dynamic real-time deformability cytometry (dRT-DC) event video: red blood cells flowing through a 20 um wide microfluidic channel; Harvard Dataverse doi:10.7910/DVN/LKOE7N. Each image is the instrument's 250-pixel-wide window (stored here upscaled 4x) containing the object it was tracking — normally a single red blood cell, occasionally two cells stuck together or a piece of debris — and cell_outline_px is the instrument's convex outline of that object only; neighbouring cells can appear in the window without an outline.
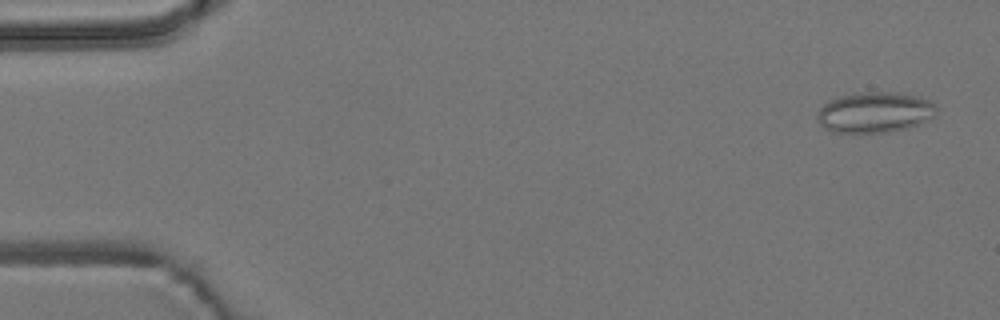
{"species": "common noctule bat (a hibernating species)", "species_latin": "Nyctalus noctula", "temperature_condition": "room temperature", "stored_images_in_passage": 5, "camera_frame_rate_fps": 3000, "um_per_image_px": 0.085, "animal": {"sex": "male", "body_mass_g": 19.2, "forearm_length_mm": 51.8}, "frame": {"image": 1, "passage_image": 1, "time_ms": 0.0, "image_size_px": [1000, 320], "cell_outline_px": [[940, 108], [932, 116], [908, 128], [888, 132], [832, 132], [824, 128], [820, 124], [816, 112], [824, 104], [840, 96], [852, 92], [896, 92], [928, 100], [936, 104]], "centroid_in_image_um": [74.33, 9.54], "position_along_channel_um": 10.7, "area_um2": 28.03}}